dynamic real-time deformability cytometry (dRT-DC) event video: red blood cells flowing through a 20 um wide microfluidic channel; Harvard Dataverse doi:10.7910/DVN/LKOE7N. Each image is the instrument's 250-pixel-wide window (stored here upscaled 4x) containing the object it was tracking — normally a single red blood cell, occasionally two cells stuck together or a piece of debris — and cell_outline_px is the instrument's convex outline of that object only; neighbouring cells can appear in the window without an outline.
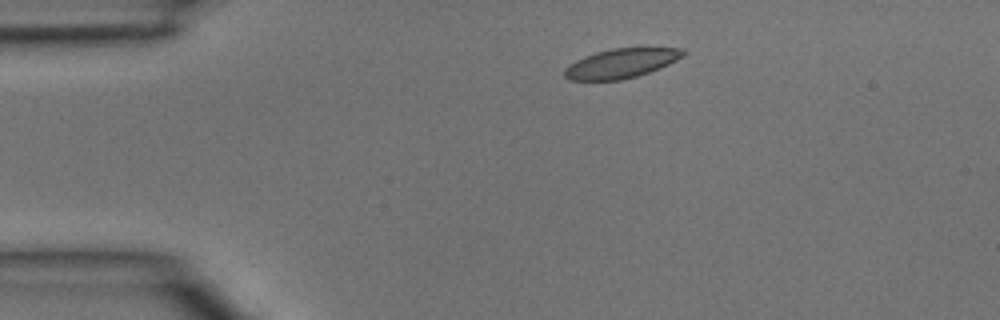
{"species": "common noctule bat (a hibernating species)", "species_latin": "Nyctalus noctula", "temperature_condition": "room temperature", "stored_images_in_passage": 3, "camera_frame_rate_fps": 3000, "um_per_image_px": 0.085, "animal": {"sex": "male", "body_mass_g": 15.6}, "frame": {"image": 1, "passage_image": 2, "time_ms": 0.333, "image_size_px": [1000, 320], "cell_outline_px": [[684, 56], [660, 68], [636, 76], [620, 80], [568, 80], [564, 76], [564, 68], [576, 60], [584, 56], [596, 52], [612, 48], [684, 48]], "centroid_in_image_um": [52.77, 5.38], "position_along_channel_um": 32.2, "area_um2": 20.23}}